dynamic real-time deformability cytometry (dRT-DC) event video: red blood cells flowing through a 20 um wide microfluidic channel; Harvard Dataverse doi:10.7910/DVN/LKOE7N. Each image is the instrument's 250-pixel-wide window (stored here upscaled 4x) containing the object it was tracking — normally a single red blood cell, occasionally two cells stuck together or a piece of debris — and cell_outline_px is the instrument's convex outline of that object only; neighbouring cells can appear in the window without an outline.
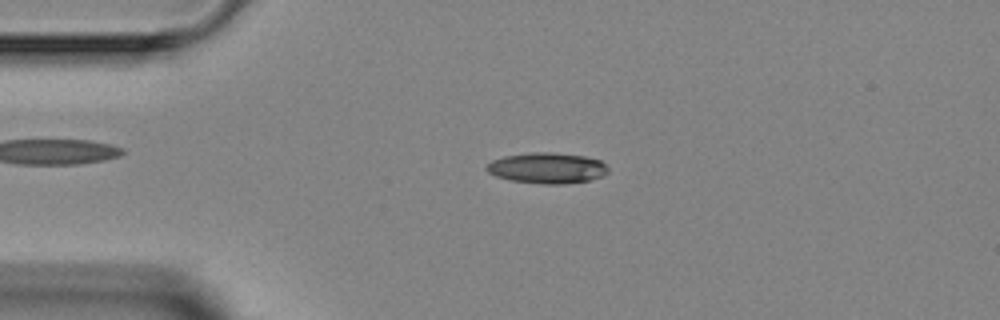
{"species": "Egyptian fruit bat (a non-hibernating species)", "species_latin": "Rousettus aegyptiacus", "temperature_condition": "room temperature", "stored_images_in_passage": 3, "segment_of_instrument_passage": [1, 2], "camera_frame_rate_fps": 3000, "um_per_image_px": 0.085, "animal": {"sex": "female"}, "frame": {"image": 1, "passage_image": 2, "time_ms": 1.333, "image_size_px": [1000, 320], "cell_outline_px": [[608, 172], [604, 176], [588, 180], [564, 184], [544, 184], [508, 180], [496, 176], [488, 172], [484, 168], [492, 160], [504, 156], [532, 152], [552, 152], [584, 156], [600, 160], [608, 168]], "centroid_in_image_um": [46.49, 14.28], "position_along_channel_um": 38.5, "area_um2": 21.85}}